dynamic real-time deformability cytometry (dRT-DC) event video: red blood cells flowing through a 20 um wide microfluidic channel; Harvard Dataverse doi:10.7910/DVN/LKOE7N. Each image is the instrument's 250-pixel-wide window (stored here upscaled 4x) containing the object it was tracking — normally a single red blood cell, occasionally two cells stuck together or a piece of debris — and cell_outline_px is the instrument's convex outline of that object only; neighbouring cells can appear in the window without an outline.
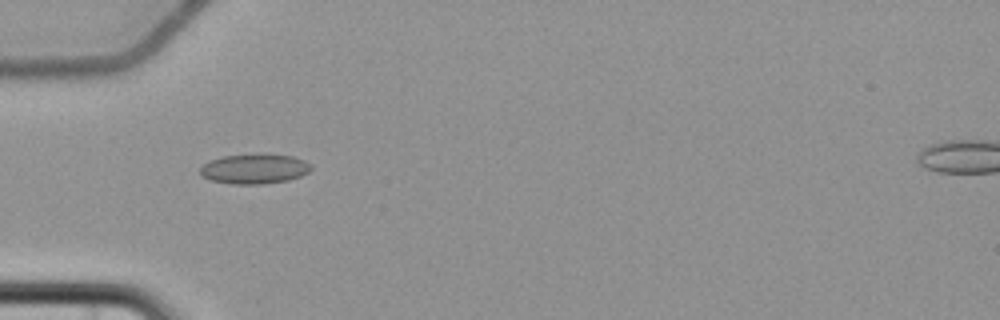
{"species": "common noctule bat (a hibernating species)", "species_latin": "Nyctalus noctula", "temperature_condition": "cold", "stored_images_in_passage": 4, "camera_frame_rate_fps": 3000, "um_per_image_px": 0.085, "animal": {"sex": "female", "body_mass_g": 22.7, "forearm_length_mm": 54.2}, "frame": {"image": 1, "passage_image": 1, "time_ms": 0.0, "image_size_px": [1000, 320], "cell_outline_px": [[312, 168], [308, 172], [300, 176], [288, 180], [260, 184], [232, 184], [212, 180], [200, 176], [200, 168], [208, 160], [224, 156], [292, 156], [304, 160], [312, 164]], "centroid_in_image_um": [21.61, 14.38], "position_along_channel_um": 63.4, "area_um2": 18.73}}
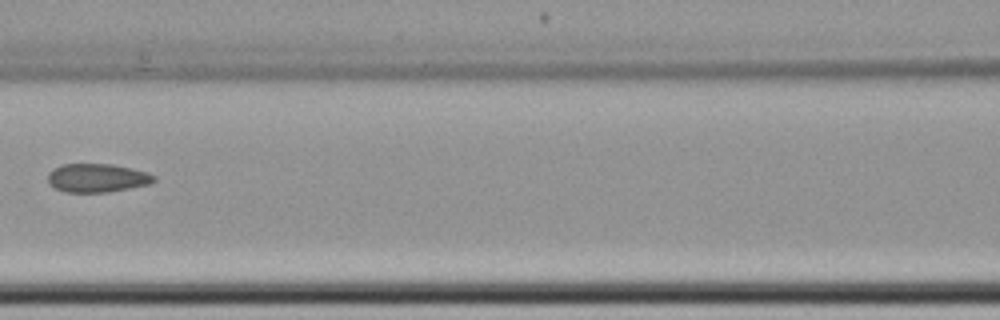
{"frame": {"image": 2, "passage_image": 3, "time_ms": 2.667, "image_size_px": [1000, 320], "cell_outline_px": [[156, 180], [148, 184], [108, 192], [64, 192], [48, 184], [48, 172], [52, 168], [60, 164], [112, 164], [132, 168], [148, 172], [156, 176]], "centroid_in_image_um": [8.23, 15.11], "position_along_channel_um": 158.4, "area_um2": 17.8}}
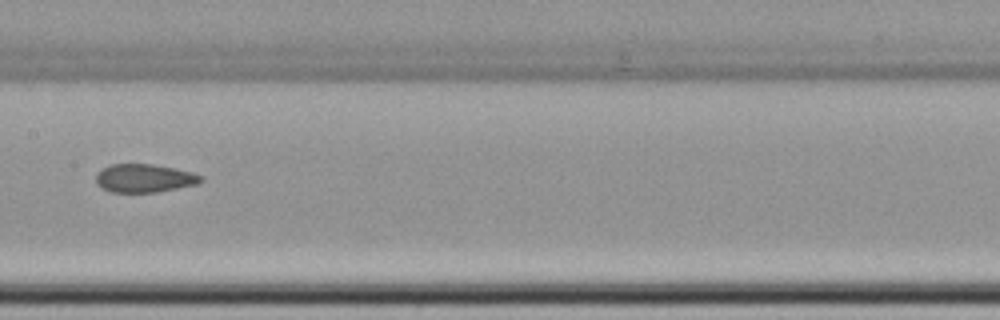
{"frame": {"image": 3, "passage_image": 4, "time_ms": 3.667, "image_size_px": [1000, 320], "cell_outline_px": [[204, 180], [200, 184], [156, 192], [112, 192], [96, 184], [96, 172], [112, 164], [152, 164], [192, 172], [204, 176]], "centroid_in_image_um": [12.31, 15.15], "position_along_channel_um": 195.1, "area_um2": 17.34}}